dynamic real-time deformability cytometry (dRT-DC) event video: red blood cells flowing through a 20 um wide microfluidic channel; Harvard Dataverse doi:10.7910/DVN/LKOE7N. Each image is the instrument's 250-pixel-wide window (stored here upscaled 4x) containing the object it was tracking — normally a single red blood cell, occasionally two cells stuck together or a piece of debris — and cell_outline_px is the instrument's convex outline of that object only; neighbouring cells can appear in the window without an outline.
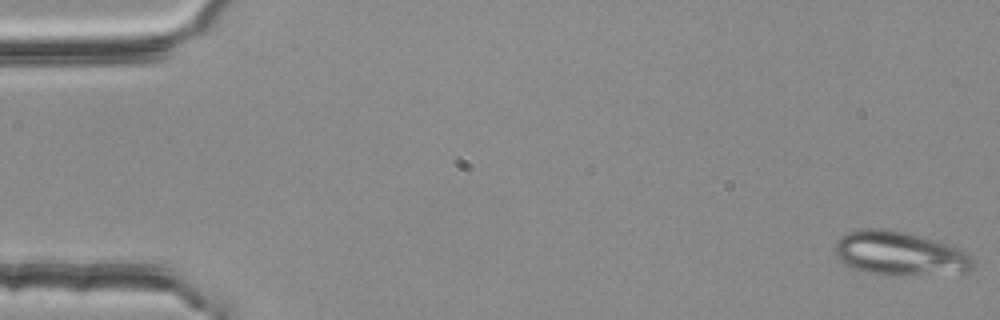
{"species": "common noctule bat (a hibernating species)", "species_latin": "Nyctalus noctula", "temperature_condition": "room temperature", "stored_images_in_passage": 16, "camera_frame_rate_fps": 3000, "um_per_image_px": 0.085, "animal": {"sex": "female", "body_mass_g": 25.1}, "frame": {"image": 1, "passage_image": 1, "time_ms": 0.0, "image_size_px": [1000, 320], "cell_outline_px": [[976, 264], [968, 272], [904, 276], [880, 276], [864, 272], [852, 268], [844, 264], [836, 256], [836, 240], [840, 236], [848, 232], [864, 228], [884, 228], [904, 232], [940, 240], [960, 248], [968, 252], [972, 256]], "centroid_in_image_um": [76.52, 21.57], "position_along_channel_um": 8.5, "area_um2": 36.41}}